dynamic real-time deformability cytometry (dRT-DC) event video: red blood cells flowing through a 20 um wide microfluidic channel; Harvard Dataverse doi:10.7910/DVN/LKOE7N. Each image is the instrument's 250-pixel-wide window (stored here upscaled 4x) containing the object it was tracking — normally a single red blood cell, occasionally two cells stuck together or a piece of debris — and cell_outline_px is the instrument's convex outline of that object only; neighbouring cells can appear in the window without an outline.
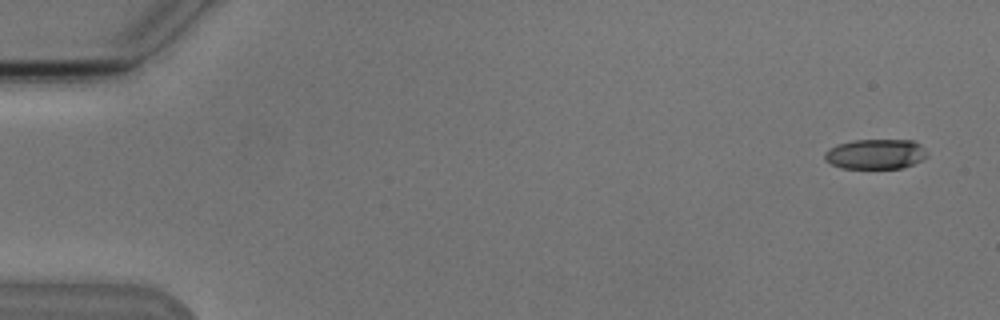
{"species": "Egyptian fruit bat (a non-hibernating species)", "species_latin": "Rousettus aegyptiacus", "temperature_condition": "cold", "stored_images_in_passage": 5, "camera_frame_rate_fps": 3000, "um_per_image_px": 0.085, "animal": {"sex": "male"}, "frame": {"image": 1, "passage_image": 1, "time_ms": 0.0, "image_size_px": [1000, 320], "cell_outline_px": [[928, 156], [924, 160], [900, 168], [840, 168], [824, 160], [824, 152], [836, 144], [856, 140], [912, 140], [920, 144], [928, 152]], "centroid_in_image_um": [74.43, 13.09], "position_along_channel_um": 10.6, "area_um2": 18.03}}
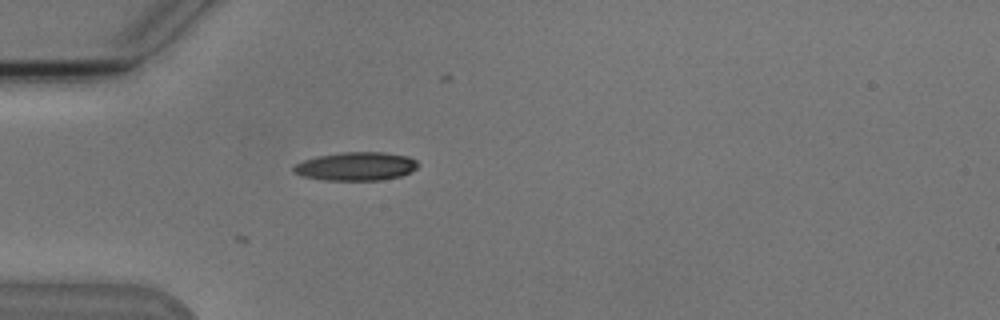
{"frame": {"image": 2, "passage_image": 5, "time_ms": 4.667, "image_size_px": [1000, 320], "cell_outline_px": [[420, 164], [412, 172], [400, 176], [380, 180], [324, 180], [300, 176], [292, 172], [292, 168], [296, 164], [304, 160], [316, 156], [340, 152], [384, 152], [408, 156], [416, 160]], "centroid_in_image_um": [30.25, 14.13], "position_along_channel_um": 54.7, "area_um2": 20.87}}